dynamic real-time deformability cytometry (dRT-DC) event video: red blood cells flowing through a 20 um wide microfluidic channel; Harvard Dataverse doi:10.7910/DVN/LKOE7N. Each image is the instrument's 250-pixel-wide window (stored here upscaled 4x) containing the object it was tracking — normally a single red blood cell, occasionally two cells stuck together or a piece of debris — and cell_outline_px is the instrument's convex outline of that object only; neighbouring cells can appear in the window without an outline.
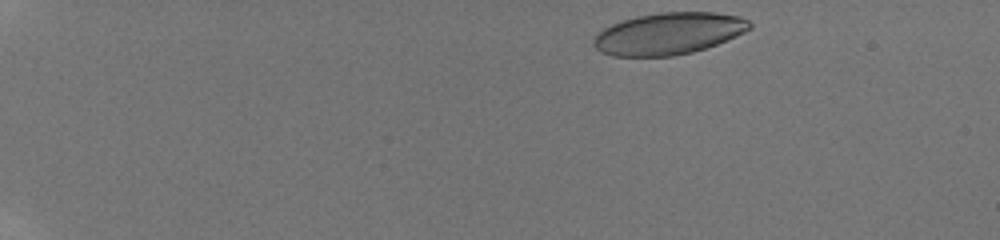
{"species": "human", "species_latin": "Homo sapiens", "temperature_condition": "room temperature", "stored_images_in_passage": 19, "camera_frame_rate_fps": 3000, "um_per_image_px": 0.085, "donor": {"sex": "male"}, "frame": {"image": 1, "passage_image": 1, "time_ms": 0.0, "image_size_px": [1000, 240], "cell_outline_px": [[752, 28], [736, 36], [716, 44], [692, 52], [672, 56], [612, 56], [600, 52], [592, 44], [592, 40], [604, 28], [612, 24], [636, 16], [660, 12], [716, 12], [740, 16], [748, 20], [752, 24]], "centroid_in_image_um": [56.84, 2.85], "position_along_channel_um": 28.2, "area_um2": 38.03}}